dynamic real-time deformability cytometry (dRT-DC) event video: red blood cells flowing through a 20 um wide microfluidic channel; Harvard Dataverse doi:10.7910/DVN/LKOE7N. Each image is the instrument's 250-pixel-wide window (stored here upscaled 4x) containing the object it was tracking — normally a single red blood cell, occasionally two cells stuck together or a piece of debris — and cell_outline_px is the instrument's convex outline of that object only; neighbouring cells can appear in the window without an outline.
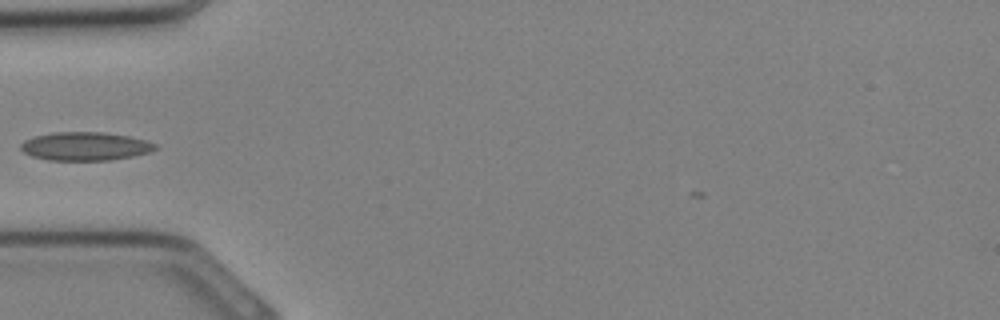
{"species": "Egyptian fruit bat (a non-hibernating species)", "species_latin": "Rousettus aegyptiacus", "temperature_condition": "cold", "stored_images_in_passage": 21, "camera_frame_rate_fps": 3000, "um_per_image_px": 0.085, "animal": {"sex": "female"}, "frame": {"image": 1, "passage_image": 1, "time_ms": 0.0, "image_size_px": [1000, 320], "cell_outline_px": [[156, 148], [148, 152], [132, 156], [108, 160], [48, 160], [32, 156], [24, 152], [20, 148], [20, 144], [24, 140], [36, 136], [52, 132], [104, 132], [128, 136], [144, 140], [156, 144]], "centroid_in_image_um": [7.2, 12.43], "position_along_channel_um": 77.8, "area_um2": 22.08}}
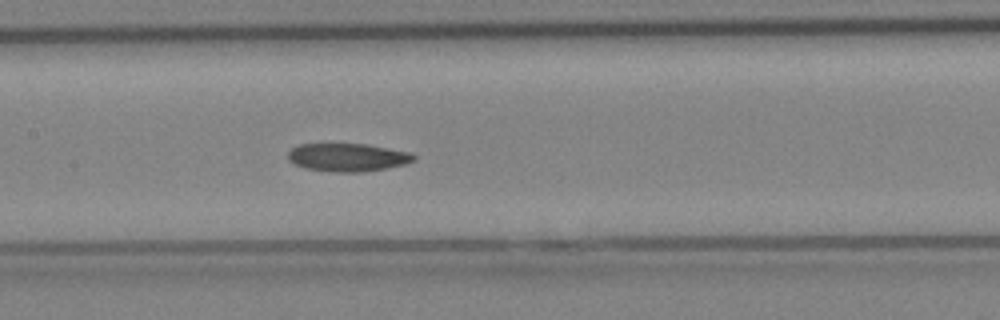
{"frame": {"image": 2, "passage_image": 6, "time_ms": 1.667, "image_size_px": [1000, 320], "cell_outline_px": [[416, 160], [404, 164], [384, 168], [360, 172], [336, 172], [308, 168], [296, 164], [288, 160], [288, 152], [292, 148], [300, 144], [368, 144], [412, 152], [416, 156]], "centroid_in_image_um": [29.59, 13.36], "position_along_channel_um": 177.8, "area_um2": 20.46}}
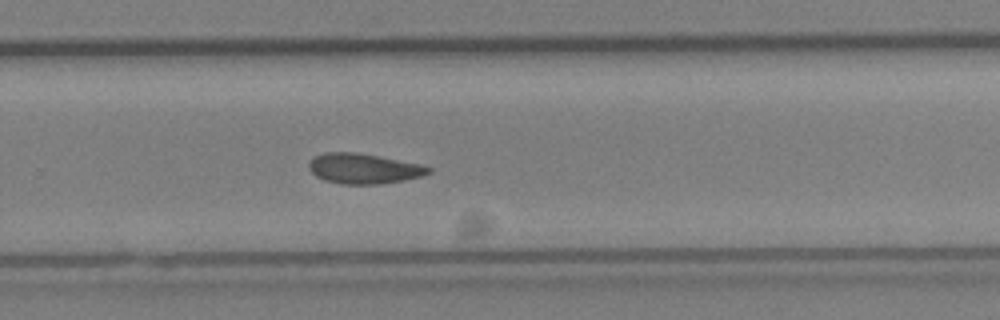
{"frame": {"image": 3, "passage_image": 12, "time_ms": 3.667, "image_size_px": [1000, 320], "cell_outline_px": [[432, 172], [420, 176], [404, 180], [380, 184], [340, 184], [324, 180], [316, 176], [308, 168], [308, 164], [316, 156], [324, 152], [352, 152], [376, 156], [420, 164], [432, 168]], "centroid_in_image_um": [30.9, 14.34], "position_along_channel_um": 298.9, "area_um2": 20.81}}